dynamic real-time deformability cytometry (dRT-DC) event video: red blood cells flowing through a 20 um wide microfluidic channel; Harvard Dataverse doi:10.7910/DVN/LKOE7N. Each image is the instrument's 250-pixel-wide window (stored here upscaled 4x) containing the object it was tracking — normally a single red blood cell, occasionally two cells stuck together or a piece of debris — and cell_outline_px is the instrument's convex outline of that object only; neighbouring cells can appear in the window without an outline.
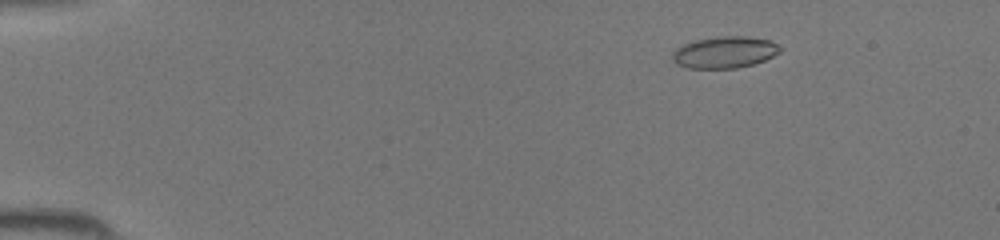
{"species": "common noctule bat (a hibernating species)", "species_latin": "Nyctalus noctula", "temperature_condition": "room temperature", "stored_images_in_passage": 45, "camera_frame_rate_fps": 3000, "um_per_image_px": 0.085, "animal": {"sex": "female", "body_mass_g": 19.5, "forearm_length_mm": 54.1}, "frame": {"image": 1, "passage_image": 7, "time_ms": 2.0, "image_size_px": [1000, 240], "cell_outline_px": [[784, 48], [780, 52], [764, 60], [752, 64], [736, 68], [688, 68], [676, 64], [672, 60], [672, 52], [676, 48], [684, 44], [696, 40], [716, 36], [748, 36], [772, 40]], "centroid_in_image_um": [61.61, 4.43], "position_along_channel_um": 23.4, "area_um2": 20.06}}
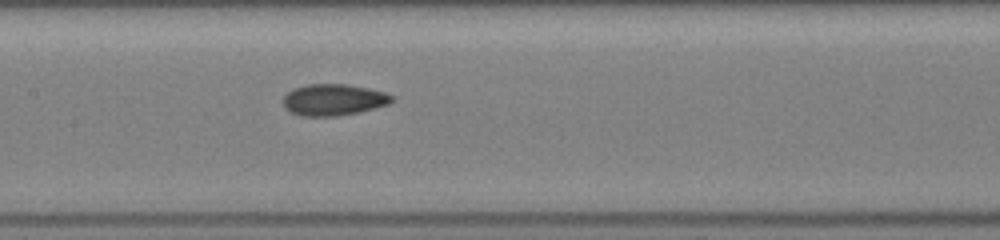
{"frame": {"image": 2, "passage_image": 23, "time_ms": 7.333, "image_size_px": [1000, 240], "cell_outline_px": [[396, 96], [388, 104], [356, 112], [336, 116], [300, 116], [288, 112], [284, 108], [284, 96], [292, 88], [308, 84], [344, 84], [368, 88], [384, 92]], "centroid_in_image_um": [28.3, 8.48], "position_along_channel_um": 179.1, "area_um2": 19.88}}
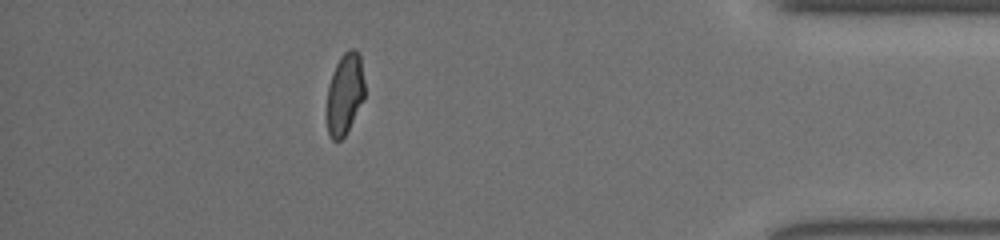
{"frame": {"image": 3, "passage_image": 40, "time_ms": 13.0, "image_size_px": [1000, 240], "cell_outline_px": [[364, 100], [344, 136], [340, 140], [332, 140], [328, 132], [328, 88], [332, 72], [340, 56], [348, 48], [352, 48], [360, 52], [364, 80]], "centroid_in_image_um": [29.33, 7.92], "position_along_channel_um": 405.9, "area_um2": 17.86}}